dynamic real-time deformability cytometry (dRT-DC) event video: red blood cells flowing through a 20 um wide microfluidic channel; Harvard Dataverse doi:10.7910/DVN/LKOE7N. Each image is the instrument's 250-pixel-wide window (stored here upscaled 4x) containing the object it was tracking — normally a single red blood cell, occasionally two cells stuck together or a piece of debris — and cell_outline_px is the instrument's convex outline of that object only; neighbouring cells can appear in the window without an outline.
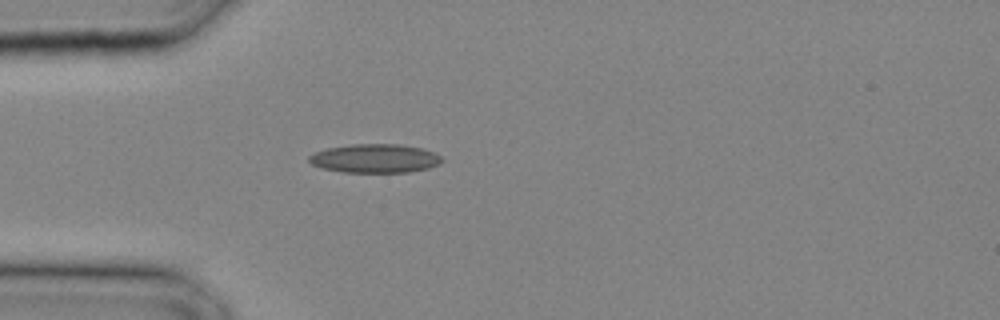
{"species": "common noctule bat (a hibernating species)", "species_latin": "Nyctalus noctula", "temperature_condition": "cold", "stored_images_in_passage": 22, "camera_frame_rate_fps": 3000, "um_per_image_px": 0.085, "animal": {"sex": "male", "body_mass_g": 20.4}, "frame": {"image": 1, "passage_image": 1, "time_ms": 0.0, "image_size_px": [1000, 320], "cell_outline_px": [[444, 160], [440, 164], [428, 168], [408, 172], [344, 172], [324, 168], [312, 164], [308, 160], [308, 156], [316, 152], [328, 148], [352, 144], [400, 144], [420, 148], [432, 152], [440, 156]], "centroid_in_image_um": [31.89, 13.46], "position_along_channel_um": 53.1, "area_um2": 22.08}}
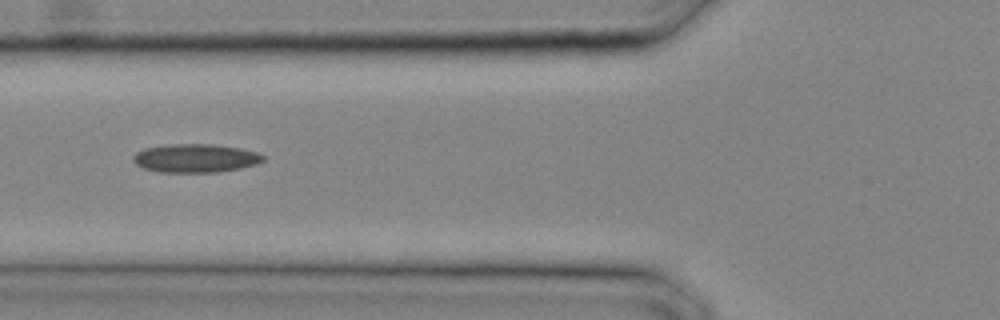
{"frame": {"image": 2, "passage_image": 4, "time_ms": 1.0, "image_size_px": [1000, 320], "cell_outline_px": [[264, 160], [256, 164], [240, 168], [216, 172], [156, 172], [144, 168], [136, 164], [132, 160], [132, 156], [136, 152], [144, 148], [172, 144], [212, 144], [240, 148], [256, 152], [264, 156]], "centroid_in_image_um": [16.58, 13.44], "position_along_channel_um": 109.2, "area_um2": 21.56}}